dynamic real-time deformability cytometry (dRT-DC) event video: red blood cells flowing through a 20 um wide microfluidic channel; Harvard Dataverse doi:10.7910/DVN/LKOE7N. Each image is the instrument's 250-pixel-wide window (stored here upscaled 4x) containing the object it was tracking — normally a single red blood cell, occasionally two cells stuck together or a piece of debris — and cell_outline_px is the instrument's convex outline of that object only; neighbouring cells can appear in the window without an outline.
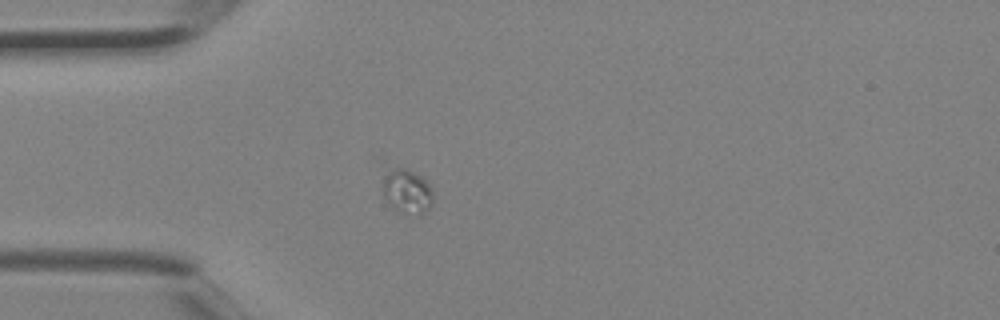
{"species": "Egyptian fruit bat (a non-hibernating species)", "species_latin": "Rousettus aegyptiacus", "temperature_condition": "room temperature", "stored_images_in_passage": 4, "camera_frame_rate_fps": 3000, "um_per_image_px": 0.085, "animal": {"sex": "female"}, "frame": {"image": 1, "passage_image": 4, "time_ms": 1.0, "image_size_px": [1000, 320], "cell_outline_px": [[432, 204], [420, 216], [396, 212], [392, 208], [384, 196], [384, 176], [392, 164], [408, 168], [420, 176], [432, 188]], "centroid_in_image_um": [34.58, 16.25], "position_along_channel_um": 50.4, "area_um2": 13.35}}